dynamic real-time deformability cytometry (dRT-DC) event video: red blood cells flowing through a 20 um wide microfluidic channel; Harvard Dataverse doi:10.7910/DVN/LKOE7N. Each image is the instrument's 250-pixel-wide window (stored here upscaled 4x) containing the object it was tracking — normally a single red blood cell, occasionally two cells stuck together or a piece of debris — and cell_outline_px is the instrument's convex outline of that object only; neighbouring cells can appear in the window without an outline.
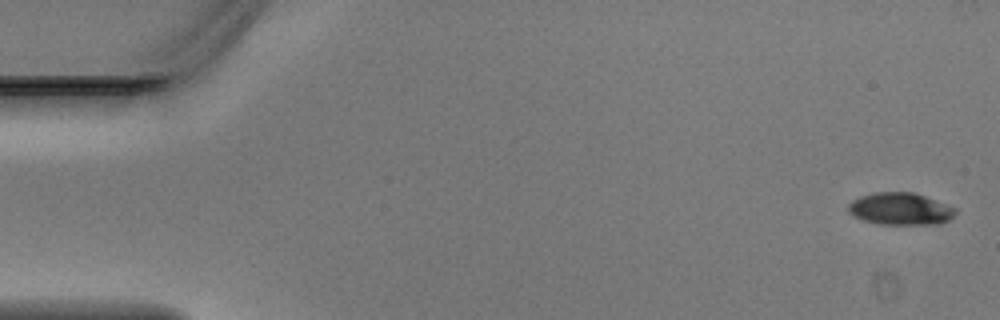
{"species": "Egyptian fruit bat (a non-hibernating species)", "species_latin": "Rousettus aegyptiacus", "temperature_condition": "warm", "stored_images_in_passage": 5, "camera_frame_rate_fps": 3000, "um_per_image_px": 0.085, "animal": {"sex": "male"}, "frame": {"image": 1, "passage_image": 1, "time_ms": 0.0, "image_size_px": [1000, 320], "cell_outline_px": [[956, 212], [948, 220], [940, 224], [880, 224], [864, 220], [852, 216], [848, 212], [848, 204], [852, 200], [860, 196], [872, 192], [916, 192], [956, 208]], "centroid_in_image_um": [76.51, 17.74], "position_along_channel_um": 8.5, "area_um2": 20.23}}